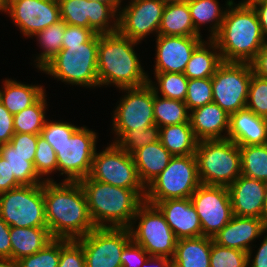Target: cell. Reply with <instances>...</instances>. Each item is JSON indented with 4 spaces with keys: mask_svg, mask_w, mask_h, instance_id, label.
Here are the masks:
<instances>
[{
    "mask_svg": "<svg viewBox=\"0 0 267 267\" xmlns=\"http://www.w3.org/2000/svg\"><path fill=\"white\" fill-rule=\"evenodd\" d=\"M125 92L112 116V130L116 143L127 131L147 128L155 124L153 112V88L146 84L136 88L119 89Z\"/></svg>",
    "mask_w": 267,
    "mask_h": 267,
    "instance_id": "obj_13",
    "label": "cell"
},
{
    "mask_svg": "<svg viewBox=\"0 0 267 267\" xmlns=\"http://www.w3.org/2000/svg\"><path fill=\"white\" fill-rule=\"evenodd\" d=\"M161 2H163L164 4H172V3H179V2H183L186 0H160Z\"/></svg>",
    "mask_w": 267,
    "mask_h": 267,
    "instance_id": "obj_62",
    "label": "cell"
},
{
    "mask_svg": "<svg viewBox=\"0 0 267 267\" xmlns=\"http://www.w3.org/2000/svg\"><path fill=\"white\" fill-rule=\"evenodd\" d=\"M253 73L267 79V42L257 53L256 58L251 62Z\"/></svg>",
    "mask_w": 267,
    "mask_h": 267,
    "instance_id": "obj_53",
    "label": "cell"
},
{
    "mask_svg": "<svg viewBox=\"0 0 267 267\" xmlns=\"http://www.w3.org/2000/svg\"><path fill=\"white\" fill-rule=\"evenodd\" d=\"M227 138L238 146L267 143V118L244 108L230 114Z\"/></svg>",
    "mask_w": 267,
    "mask_h": 267,
    "instance_id": "obj_24",
    "label": "cell"
},
{
    "mask_svg": "<svg viewBox=\"0 0 267 267\" xmlns=\"http://www.w3.org/2000/svg\"><path fill=\"white\" fill-rule=\"evenodd\" d=\"M230 115L215 102L190 111L189 121L198 141L227 139ZM224 135H222V133ZM226 135V136H225Z\"/></svg>",
    "mask_w": 267,
    "mask_h": 267,
    "instance_id": "obj_23",
    "label": "cell"
},
{
    "mask_svg": "<svg viewBox=\"0 0 267 267\" xmlns=\"http://www.w3.org/2000/svg\"><path fill=\"white\" fill-rule=\"evenodd\" d=\"M66 24L63 20L37 32L34 36L40 44L42 51L34 62L41 71L62 49L63 35Z\"/></svg>",
    "mask_w": 267,
    "mask_h": 267,
    "instance_id": "obj_35",
    "label": "cell"
},
{
    "mask_svg": "<svg viewBox=\"0 0 267 267\" xmlns=\"http://www.w3.org/2000/svg\"><path fill=\"white\" fill-rule=\"evenodd\" d=\"M45 218L53 238L78 239L96 227L79 181L44 182Z\"/></svg>",
    "mask_w": 267,
    "mask_h": 267,
    "instance_id": "obj_1",
    "label": "cell"
},
{
    "mask_svg": "<svg viewBox=\"0 0 267 267\" xmlns=\"http://www.w3.org/2000/svg\"><path fill=\"white\" fill-rule=\"evenodd\" d=\"M256 1H258V0H242L238 4H240V5H252Z\"/></svg>",
    "mask_w": 267,
    "mask_h": 267,
    "instance_id": "obj_61",
    "label": "cell"
},
{
    "mask_svg": "<svg viewBox=\"0 0 267 267\" xmlns=\"http://www.w3.org/2000/svg\"><path fill=\"white\" fill-rule=\"evenodd\" d=\"M251 6L257 13L262 33L267 41V0H258Z\"/></svg>",
    "mask_w": 267,
    "mask_h": 267,
    "instance_id": "obj_55",
    "label": "cell"
},
{
    "mask_svg": "<svg viewBox=\"0 0 267 267\" xmlns=\"http://www.w3.org/2000/svg\"><path fill=\"white\" fill-rule=\"evenodd\" d=\"M137 220L139 224L135 227ZM129 230L132 240L150 256L173 258L178 239L155 205L145 201L136 212Z\"/></svg>",
    "mask_w": 267,
    "mask_h": 267,
    "instance_id": "obj_8",
    "label": "cell"
},
{
    "mask_svg": "<svg viewBox=\"0 0 267 267\" xmlns=\"http://www.w3.org/2000/svg\"><path fill=\"white\" fill-rule=\"evenodd\" d=\"M125 6L118 12L117 31L120 34L139 43L150 33H156L158 36L165 7L163 2L160 0H131Z\"/></svg>",
    "mask_w": 267,
    "mask_h": 267,
    "instance_id": "obj_17",
    "label": "cell"
},
{
    "mask_svg": "<svg viewBox=\"0 0 267 267\" xmlns=\"http://www.w3.org/2000/svg\"><path fill=\"white\" fill-rule=\"evenodd\" d=\"M251 258V255H248V267H267V235L263 242H261L260 248H258L256 255H254V259L251 260Z\"/></svg>",
    "mask_w": 267,
    "mask_h": 267,
    "instance_id": "obj_54",
    "label": "cell"
},
{
    "mask_svg": "<svg viewBox=\"0 0 267 267\" xmlns=\"http://www.w3.org/2000/svg\"><path fill=\"white\" fill-rule=\"evenodd\" d=\"M241 174L267 183V143L239 146Z\"/></svg>",
    "mask_w": 267,
    "mask_h": 267,
    "instance_id": "obj_36",
    "label": "cell"
},
{
    "mask_svg": "<svg viewBox=\"0 0 267 267\" xmlns=\"http://www.w3.org/2000/svg\"><path fill=\"white\" fill-rule=\"evenodd\" d=\"M44 94L35 104L13 115L15 133L41 134L48 106Z\"/></svg>",
    "mask_w": 267,
    "mask_h": 267,
    "instance_id": "obj_37",
    "label": "cell"
},
{
    "mask_svg": "<svg viewBox=\"0 0 267 267\" xmlns=\"http://www.w3.org/2000/svg\"><path fill=\"white\" fill-rule=\"evenodd\" d=\"M95 34L96 33L90 28L66 24L62 48H68V45H80L86 43Z\"/></svg>",
    "mask_w": 267,
    "mask_h": 267,
    "instance_id": "obj_48",
    "label": "cell"
},
{
    "mask_svg": "<svg viewBox=\"0 0 267 267\" xmlns=\"http://www.w3.org/2000/svg\"><path fill=\"white\" fill-rule=\"evenodd\" d=\"M267 232L262 220L256 217H238L232 219L213 237L218 245L245 251L252 256V242Z\"/></svg>",
    "mask_w": 267,
    "mask_h": 267,
    "instance_id": "obj_22",
    "label": "cell"
},
{
    "mask_svg": "<svg viewBox=\"0 0 267 267\" xmlns=\"http://www.w3.org/2000/svg\"><path fill=\"white\" fill-rule=\"evenodd\" d=\"M160 128L154 124L147 128L127 131L116 144L131 155L145 145L159 141Z\"/></svg>",
    "mask_w": 267,
    "mask_h": 267,
    "instance_id": "obj_40",
    "label": "cell"
},
{
    "mask_svg": "<svg viewBox=\"0 0 267 267\" xmlns=\"http://www.w3.org/2000/svg\"><path fill=\"white\" fill-rule=\"evenodd\" d=\"M184 102L189 112L213 102L211 78L188 79V89Z\"/></svg>",
    "mask_w": 267,
    "mask_h": 267,
    "instance_id": "obj_43",
    "label": "cell"
},
{
    "mask_svg": "<svg viewBox=\"0 0 267 267\" xmlns=\"http://www.w3.org/2000/svg\"><path fill=\"white\" fill-rule=\"evenodd\" d=\"M138 44L139 42L123 36L118 31L99 34L98 87L115 85L122 89L148 84L149 75L144 72L134 50Z\"/></svg>",
    "mask_w": 267,
    "mask_h": 267,
    "instance_id": "obj_2",
    "label": "cell"
},
{
    "mask_svg": "<svg viewBox=\"0 0 267 267\" xmlns=\"http://www.w3.org/2000/svg\"><path fill=\"white\" fill-rule=\"evenodd\" d=\"M233 214L238 217L260 219L267 183L242 174L228 186Z\"/></svg>",
    "mask_w": 267,
    "mask_h": 267,
    "instance_id": "obj_21",
    "label": "cell"
},
{
    "mask_svg": "<svg viewBox=\"0 0 267 267\" xmlns=\"http://www.w3.org/2000/svg\"><path fill=\"white\" fill-rule=\"evenodd\" d=\"M0 267H19L18 261L13 258L0 257Z\"/></svg>",
    "mask_w": 267,
    "mask_h": 267,
    "instance_id": "obj_57",
    "label": "cell"
},
{
    "mask_svg": "<svg viewBox=\"0 0 267 267\" xmlns=\"http://www.w3.org/2000/svg\"><path fill=\"white\" fill-rule=\"evenodd\" d=\"M53 237L48 227H10L11 258L18 261L41 250Z\"/></svg>",
    "mask_w": 267,
    "mask_h": 267,
    "instance_id": "obj_26",
    "label": "cell"
},
{
    "mask_svg": "<svg viewBox=\"0 0 267 267\" xmlns=\"http://www.w3.org/2000/svg\"><path fill=\"white\" fill-rule=\"evenodd\" d=\"M3 82L0 101L12 115L32 106L46 94V89L41 85H28L12 79Z\"/></svg>",
    "mask_w": 267,
    "mask_h": 267,
    "instance_id": "obj_27",
    "label": "cell"
},
{
    "mask_svg": "<svg viewBox=\"0 0 267 267\" xmlns=\"http://www.w3.org/2000/svg\"><path fill=\"white\" fill-rule=\"evenodd\" d=\"M154 205L178 240L203 236L199 216L190 198L167 199Z\"/></svg>",
    "mask_w": 267,
    "mask_h": 267,
    "instance_id": "obj_20",
    "label": "cell"
},
{
    "mask_svg": "<svg viewBox=\"0 0 267 267\" xmlns=\"http://www.w3.org/2000/svg\"><path fill=\"white\" fill-rule=\"evenodd\" d=\"M14 134L13 115L0 101V145L9 143Z\"/></svg>",
    "mask_w": 267,
    "mask_h": 267,
    "instance_id": "obj_50",
    "label": "cell"
},
{
    "mask_svg": "<svg viewBox=\"0 0 267 267\" xmlns=\"http://www.w3.org/2000/svg\"><path fill=\"white\" fill-rule=\"evenodd\" d=\"M150 255L141 246L131 240L121 254L122 267H142Z\"/></svg>",
    "mask_w": 267,
    "mask_h": 267,
    "instance_id": "obj_47",
    "label": "cell"
},
{
    "mask_svg": "<svg viewBox=\"0 0 267 267\" xmlns=\"http://www.w3.org/2000/svg\"><path fill=\"white\" fill-rule=\"evenodd\" d=\"M186 1L188 3V8L192 22L194 24V28L199 34H201L200 27L202 26V24H210L209 32H211V36H209V39H212L219 32L228 6L233 2V0H227L225 5L226 8L223 9V6L220 7L218 0Z\"/></svg>",
    "mask_w": 267,
    "mask_h": 267,
    "instance_id": "obj_31",
    "label": "cell"
},
{
    "mask_svg": "<svg viewBox=\"0 0 267 267\" xmlns=\"http://www.w3.org/2000/svg\"><path fill=\"white\" fill-rule=\"evenodd\" d=\"M212 238L199 236L177 241L172 263L177 267H210Z\"/></svg>",
    "mask_w": 267,
    "mask_h": 267,
    "instance_id": "obj_28",
    "label": "cell"
},
{
    "mask_svg": "<svg viewBox=\"0 0 267 267\" xmlns=\"http://www.w3.org/2000/svg\"><path fill=\"white\" fill-rule=\"evenodd\" d=\"M58 3L65 24L90 28L99 34L118 30V12L109 4L88 0H58Z\"/></svg>",
    "mask_w": 267,
    "mask_h": 267,
    "instance_id": "obj_16",
    "label": "cell"
},
{
    "mask_svg": "<svg viewBox=\"0 0 267 267\" xmlns=\"http://www.w3.org/2000/svg\"><path fill=\"white\" fill-rule=\"evenodd\" d=\"M79 183L85 192L95 227L129 228L139 207L145 202L146 190L116 187L89 176Z\"/></svg>",
    "mask_w": 267,
    "mask_h": 267,
    "instance_id": "obj_4",
    "label": "cell"
},
{
    "mask_svg": "<svg viewBox=\"0 0 267 267\" xmlns=\"http://www.w3.org/2000/svg\"><path fill=\"white\" fill-rule=\"evenodd\" d=\"M88 1H99L111 5L117 12L121 8V2L123 0H88Z\"/></svg>",
    "mask_w": 267,
    "mask_h": 267,
    "instance_id": "obj_58",
    "label": "cell"
},
{
    "mask_svg": "<svg viewBox=\"0 0 267 267\" xmlns=\"http://www.w3.org/2000/svg\"><path fill=\"white\" fill-rule=\"evenodd\" d=\"M260 219L262 220L264 227L267 229V192H266V196L264 199V205H263V210H262Z\"/></svg>",
    "mask_w": 267,
    "mask_h": 267,
    "instance_id": "obj_59",
    "label": "cell"
},
{
    "mask_svg": "<svg viewBox=\"0 0 267 267\" xmlns=\"http://www.w3.org/2000/svg\"><path fill=\"white\" fill-rule=\"evenodd\" d=\"M223 62L251 63L267 42L251 5L233 1L225 14L219 32L212 38Z\"/></svg>",
    "mask_w": 267,
    "mask_h": 267,
    "instance_id": "obj_3",
    "label": "cell"
},
{
    "mask_svg": "<svg viewBox=\"0 0 267 267\" xmlns=\"http://www.w3.org/2000/svg\"><path fill=\"white\" fill-rule=\"evenodd\" d=\"M2 12L28 38L61 20L58 0H10Z\"/></svg>",
    "mask_w": 267,
    "mask_h": 267,
    "instance_id": "obj_18",
    "label": "cell"
},
{
    "mask_svg": "<svg viewBox=\"0 0 267 267\" xmlns=\"http://www.w3.org/2000/svg\"><path fill=\"white\" fill-rule=\"evenodd\" d=\"M172 263V259L165 256H149L148 259L142 265L143 267H169Z\"/></svg>",
    "mask_w": 267,
    "mask_h": 267,
    "instance_id": "obj_56",
    "label": "cell"
},
{
    "mask_svg": "<svg viewBox=\"0 0 267 267\" xmlns=\"http://www.w3.org/2000/svg\"><path fill=\"white\" fill-rule=\"evenodd\" d=\"M33 164L36 173L42 180L53 181L52 178H49V174L51 175L52 172L58 171L56 152L40 134H38L37 149ZM45 176H48V178H43Z\"/></svg>",
    "mask_w": 267,
    "mask_h": 267,
    "instance_id": "obj_39",
    "label": "cell"
},
{
    "mask_svg": "<svg viewBox=\"0 0 267 267\" xmlns=\"http://www.w3.org/2000/svg\"><path fill=\"white\" fill-rule=\"evenodd\" d=\"M201 185L195 154L173 156L168 166L146 187L145 201L190 198Z\"/></svg>",
    "mask_w": 267,
    "mask_h": 267,
    "instance_id": "obj_7",
    "label": "cell"
},
{
    "mask_svg": "<svg viewBox=\"0 0 267 267\" xmlns=\"http://www.w3.org/2000/svg\"><path fill=\"white\" fill-rule=\"evenodd\" d=\"M169 267H177L176 265H174L173 263H171V265Z\"/></svg>",
    "mask_w": 267,
    "mask_h": 267,
    "instance_id": "obj_63",
    "label": "cell"
},
{
    "mask_svg": "<svg viewBox=\"0 0 267 267\" xmlns=\"http://www.w3.org/2000/svg\"><path fill=\"white\" fill-rule=\"evenodd\" d=\"M222 63L223 60L216 43L208 38L192 53L184 75L188 79L211 78Z\"/></svg>",
    "mask_w": 267,
    "mask_h": 267,
    "instance_id": "obj_30",
    "label": "cell"
},
{
    "mask_svg": "<svg viewBox=\"0 0 267 267\" xmlns=\"http://www.w3.org/2000/svg\"><path fill=\"white\" fill-rule=\"evenodd\" d=\"M89 177L116 187L146 190L132 155L116 143L109 144L102 152L95 151Z\"/></svg>",
    "mask_w": 267,
    "mask_h": 267,
    "instance_id": "obj_12",
    "label": "cell"
},
{
    "mask_svg": "<svg viewBox=\"0 0 267 267\" xmlns=\"http://www.w3.org/2000/svg\"><path fill=\"white\" fill-rule=\"evenodd\" d=\"M0 216L10 227H47L44 183L1 193Z\"/></svg>",
    "mask_w": 267,
    "mask_h": 267,
    "instance_id": "obj_9",
    "label": "cell"
},
{
    "mask_svg": "<svg viewBox=\"0 0 267 267\" xmlns=\"http://www.w3.org/2000/svg\"><path fill=\"white\" fill-rule=\"evenodd\" d=\"M132 157L139 179L146 188L168 166L173 155L159 140L137 149Z\"/></svg>",
    "mask_w": 267,
    "mask_h": 267,
    "instance_id": "obj_25",
    "label": "cell"
},
{
    "mask_svg": "<svg viewBox=\"0 0 267 267\" xmlns=\"http://www.w3.org/2000/svg\"><path fill=\"white\" fill-rule=\"evenodd\" d=\"M21 186L11 174L8 161L0 156V194Z\"/></svg>",
    "mask_w": 267,
    "mask_h": 267,
    "instance_id": "obj_51",
    "label": "cell"
},
{
    "mask_svg": "<svg viewBox=\"0 0 267 267\" xmlns=\"http://www.w3.org/2000/svg\"><path fill=\"white\" fill-rule=\"evenodd\" d=\"M58 267H86L82 245L76 239L60 238Z\"/></svg>",
    "mask_w": 267,
    "mask_h": 267,
    "instance_id": "obj_45",
    "label": "cell"
},
{
    "mask_svg": "<svg viewBox=\"0 0 267 267\" xmlns=\"http://www.w3.org/2000/svg\"><path fill=\"white\" fill-rule=\"evenodd\" d=\"M159 140L173 156L195 154L198 143L190 123L161 127Z\"/></svg>",
    "mask_w": 267,
    "mask_h": 267,
    "instance_id": "obj_32",
    "label": "cell"
},
{
    "mask_svg": "<svg viewBox=\"0 0 267 267\" xmlns=\"http://www.w3.org/2000/svg\"><path fill=\"white\" fill-rule=\"evenodd\" d=\"M203 41L202 37L158 35L154 73H184L192 53Z\"/></svg>",
    "mask_w": 267,
    "mask_h": 267,
    "instance_id": "obj_19",
    "label": "cell"
},
{
    "mask_svg": "<svg viewBox=\"0 0 267 267\" xmlns=\"http://www.w3.org/2000/svg\"><path fill=\"white\" fill-rule=\"evenodd\" d=\"M79 126H75L74 124H70L68 122L62 121H45L44 127L41 131V136L45 138V140L50 145H60L70 138L73 132Z\"/></svg>",
    "mask_w": 267,
    "mask_h": 267,
    "instance_id": "obj_46",
    "label": "cell"
},
{
    "mask_svg": "<svg viewBox=\"0 0 267 267\" xmlns=\"http://www.w3.org/2000/svg\"><path fill=\"white\" fill-rule=\"evenodd\" d=\"M246 108L267 118V79L252 74Z\"/></svg>",
    "mask_w": 267,
    "mask_h": 267,
    "instance_id": "obj_44",
    "label": "cell"
},
{
    "mask_svg": "<svg viewBox=\"0 0 267 267\" xmlns=\"http://www.w3.org/2000/svg\"><path fill=\"white\" fill-rule=\"evenodd\" d=\"M190 199L205 237L213 238L234 216L227 186L201 184Z\"/></svg>",
    "mask_w": 267,
    "mask_h": 267,
    "instance_id": "obj_15",
    "label": "cell"
},
{
    "mask_svg": "<svg viewBox=\"0 0 267 267\" xmlns=\"http://www.w3.org/2000/svg\"><path fill=\"white\" fill-rule=\"evenodd\" d=\"M195 157L203 185L228 187L241 175L239 146L228 138L198 141Z\"/></svg>",
    "mask_w": 267,
    "mask_h": 267,
    "instance_id": "obj_6",
    "label": "cell"
},
{
    "mask_svg": "<svg viewBox=\"0 0 267 267\" xmlns=\"http://www.w3.org/2000/svg\"><path fill=\"white\" fill-rule=\"evenodd\" d=\"M210 267H248V253L218 245L212 238Z\"/></svg>",
    "mask_w": 267,
    "mask_h": 267,
    "instance_id": "obj_41",
    "label": "cell"
},
{
    "mask_svg": "<svg viewBox=\"0 0 267 267\" xmlns=\"http://www.w3.org/2000/svg\"><path fill=\"white\" fill-rule=\"evenodd\" d=\"M97 138L94 131L83 126L62 144L51 145L56 152L58 171L66 175L64 181H80L89 176Z\"/></svg>",
    "mask_w": 267,
    "mask_h": 267,
    "instance_id": "obj_11",
    "label": "cell"
},
{
    "mask_svg": "<svg viewBox=\"0 0 267 267\" xmlns=\"http://www.w3.org/2000/svg\"><path fill=\"white\" fill-rule=\"evenodd\" d=\"M76 240L82 245L86 267H122V251L132 238L129 228L96 227Z\"/></svg>",
    "mask_w": 267,
    "mask_h": 267,
    "instance_id": "obj_14",
    "label": "cell"
},
{
    "mask_svg": "<svg viewBox=\"0 0 267 267\" xmlns=\"http://www.w3.org/2000/svg\"><path fill=\"white\" fill-rule=\"evenodd\" d=\"M60 238H53L38 252L18 260L19 267H58Z\"/></svg>",
    "mask_w": 267,
    "mask_h": 267,
    "instance_id": "obj_42",
    "label": "cell"
},
{
    "mask_svg": "<svg viewBox=\"0 0 267 267\" xmlns=\"http://www.w3.org/2000/svg\"><path fill=\"white\" fill-rule=\"evenodd\" d=\"M98 43L99 33H96L86 43L68 45V48H62L41 71L67 84L86 88L98 87Z\"/></svg>",
    "mask_w": 267,
    "mask_h": 267,
    "instance_id": "obj_5",
    "label": "cell"
},
{
    "mask_svg": "<svg viewBox=\"0 0 267 267\" xmlns=\"http://www.w3.org/2000/svg\"><path fill=\"white\" fill-rule=\"evenodd\" d=\"M252 74L251 63L223 62L211 77L213 102L229 115L246 108Z\"/></svg>",
    "mask_w": 267,
    "mask_h": 267,
    "instance_id": "obj_10",
    "label": "cell"
},
{
    "mask_svg": "<svg viewBox=\"0 0 267 267\" xmlns=\"http://www.w3.org/2000/svg\"><path fill=\"white\" fill-rule=\"evenodd\" d=\"M154 74L157 83L152 82L151 79H149L148 83L149 85H151L156 94L160 93L161 95L159 96L168 99L185 101L188 89V78L184 75V73H154Z\"/></svg>",
    "mask_w": 267,
    "mask_h": 267,
    "instance_id": "obj_38",
    "label": "cell"
},
{
    "mask_svg": "<svg viewBox=\"0 0 267 267\" xmlns=\"http://www.w3.org/2000/svg\"><path fill=\"white\" fill-rule=\"evenodd\" d=\"M0 156L8 161L11 174H14L20 185H37L45 182L35 171V155H22L6 143L0 145Z\"/></svg>",
    "mask_w": 267,
    "mask_h": 267,
    "instance_id": "obj_33",
    "label": "cell"
},
{
    "mask_svg": "<svg viewBox=\"0 0 267 267\" xmlns=\"http://www.w3.org/2000/svg\"><path fill=\"white\" fill-rule=\"evenodd\" d=\"M158 35L202 37L194 28L187 1L165 4Z\"/></svg>",
    "mask_w": 267,
    "mask_h": 267,
    "instance_id": "obj_29",
    "label": "cell"
},
{
    "mask_svg": "<svg viewBox=\"0 0 267 267\" xmlns=\"http://www.w3.org/2000/svg\"><path fill=\"white\" fill-rule=\"evenodd\" d=\"M38 134L15 133L9 144L22 155H35Z\"/></svg>",
    "mask_w": 267,
    "mask_h": 267,
    "instance_id": "obj_49",
    "label": "cell"
},
{
    "mask_svg": "<svg viewBox=\"0 0 267 267\" xmlns=\"http://www.w3.org/2000/svg\"><path fill=\"white\" fill-rule=\"evenodd\" d=\"M0 257L11 258L10 226L0 216Z\"/></svg>",
    "mask_w": 267,
    "mask_h": 267,
    "instance_id": "obj_52",
    "label": "cell"
},
{
    "mask_svg": "<svg viewBox=\"0 0 267 267\" xmlns=\"http://www.w3.org/2000/svg\"><path fill=\"white\" fill-rule=\"evenodd\" d=\"M153 112L155 124L159 128L173 124L190 123V112L184 101L161 97L154 90Z\"/></svg>",
    "mask_w": 267,
    "mask_h": 267,
    "instance_id": "obj_34",
    "label": "cell"
},
{
    "mask_svg": "<svg viewBox=\"0 0 267 267\" xmlns=\"http://www.w3.org/2000/svg\"><path fill=\"white\" fill-rule=\"evenodd\" d=\"M9 1L10 0H0V12L3 11L7 7Z\"/></svg>",
    "mask_w": 267,
    "mask_h": 267,
    "instance_id": "obj_60",
    "label": "cell"
}]
</instances>
